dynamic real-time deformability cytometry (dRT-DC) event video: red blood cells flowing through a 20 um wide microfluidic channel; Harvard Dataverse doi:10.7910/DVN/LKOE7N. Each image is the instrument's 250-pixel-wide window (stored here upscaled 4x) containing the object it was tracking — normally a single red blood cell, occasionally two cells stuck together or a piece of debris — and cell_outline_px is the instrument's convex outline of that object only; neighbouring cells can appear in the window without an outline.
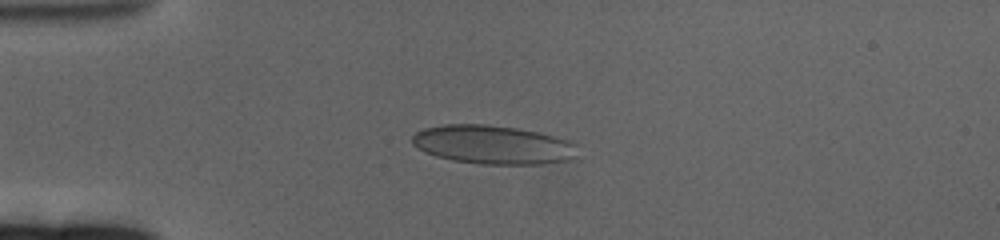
{"species": "human", "species_latin": "Homo sapiens", "temperature_condition": "cold", "stored_images_in_passage": 47, "camera_frame_rate_fps": 3000, "um_per_image_px": 0.085, "donor": {"sex": "female"}, "frame": {"image": 1, "passage_image": 1, "time_ms": 0.0, "image_size_px": [1000, 240], "cell_outline_px": [[572, 144], [564, 160], [540, 164], [480, 164], [452, 160], [436, 156], [412, 144], [412, 136], [416, 132], [424, 128], [448, 124], [484, 124], [516, 128], [536, 132], [552, 136], [564, 140]], "centroid_in_image_um": [41.71, 12.28], "position_along_channel_um": 43.3, "area_um2": 35.95}}
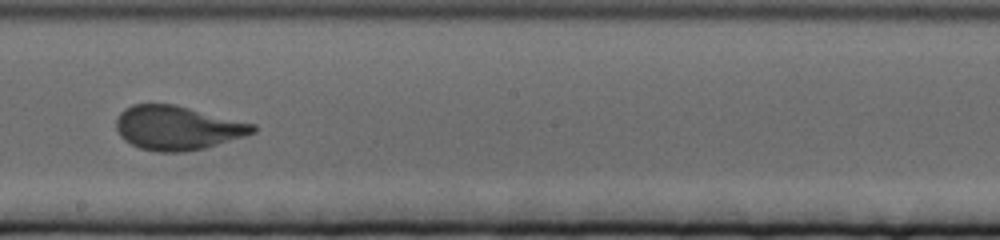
{"frame": {"image": 2, "passage_image": 21, "time_ms": 6.667, "image_size_px": [1000, 240], "cell_outline_px": [[256, 132], [244, 136], [204, 148], [184, 152], [160, 152], [140, 148], [124, 140], [120, 136], [116, 128], [116, 120], [120, 112], [124, 108], [132, 104], [176, 104], [256, 124]], "centroid_in_image_um": [15.07, 10.86], "position_along_channel_um": 233.1, "area_um2": 35.2}}
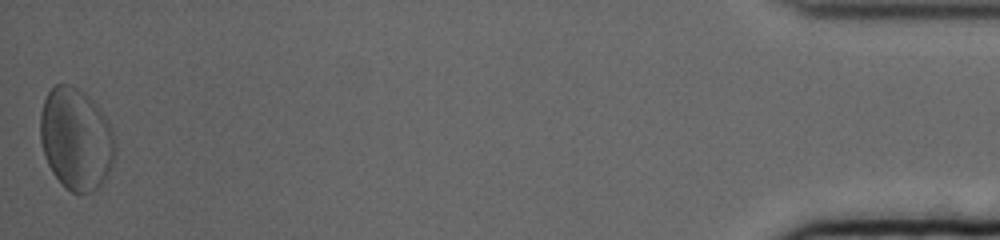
{"frame": {"image": 3, "passage_image": 47, "time_ms": 15.333, "image_size_px": [1000, 240], "cell_outline_px": [[116, 144], [112, 164], [104, 180], [92, 192], [72, 192], [64, 188], [52, 172], [48, 164], [40, 140], [40, 112], [44, 100], [52, 84], [68, 84], [84, 92], [92, 100], [108, 120]], "centroid_in_image_um": [6.44, 11.8], "position_along_channel_um": 428.8, "area_um2": 44.33}, "authors_computed_cell_mechanics": {"area_um2": 34.2754, "velocity_mm_per_s": 3.2597, "shape_relaxation_time_tau1_ms": 7.8851, "shape_relaxation_time_tau2_ms": null, "deformation_change_tau1": 0.2004, "deformation_change_tau2": null}}